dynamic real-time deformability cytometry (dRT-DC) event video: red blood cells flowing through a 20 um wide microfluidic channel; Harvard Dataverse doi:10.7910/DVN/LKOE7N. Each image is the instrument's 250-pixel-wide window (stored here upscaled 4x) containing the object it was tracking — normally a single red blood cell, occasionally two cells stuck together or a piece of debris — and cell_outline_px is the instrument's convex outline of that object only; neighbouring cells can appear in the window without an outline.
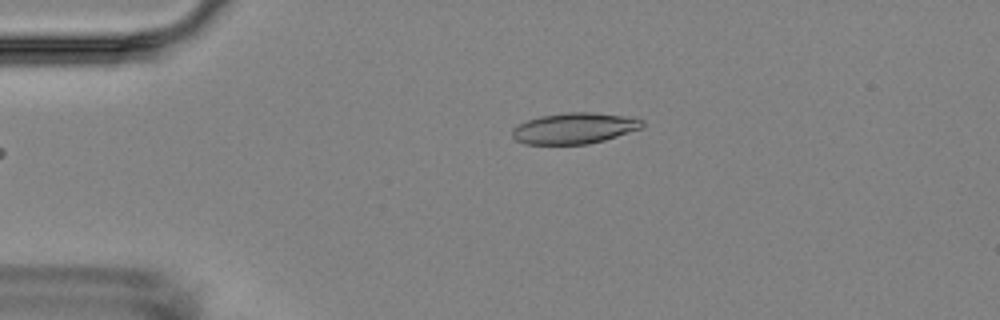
{"species": "Egyptian fruit bat (a non-hibernating species)", "species_latin": "Rousettus aegyptiacus", "temperature_condition": "room temperature", "stored_images_in_passage": 4, "camera_frame_rate_fps": 3000, "um_per_image_px": 0.085, "animal": {"sex": "female"}, "frame": {"image": 1, "passage_image": 4, "time_ms": 3.333, "image_size_px": [1000, 320], "cell_outline_px": [[644, 128], [604, 140], [588, 144], [524, 144], [516, 140], [512, 136], [512, 128], [528, 120], [540, 116], [564, 112], [592, 112], [636, 116], [644, 120]], "centroid_in_image_um": [48.9, 10.89], "position_along_channel_um": 36.1, "area_um2": 23.87}}